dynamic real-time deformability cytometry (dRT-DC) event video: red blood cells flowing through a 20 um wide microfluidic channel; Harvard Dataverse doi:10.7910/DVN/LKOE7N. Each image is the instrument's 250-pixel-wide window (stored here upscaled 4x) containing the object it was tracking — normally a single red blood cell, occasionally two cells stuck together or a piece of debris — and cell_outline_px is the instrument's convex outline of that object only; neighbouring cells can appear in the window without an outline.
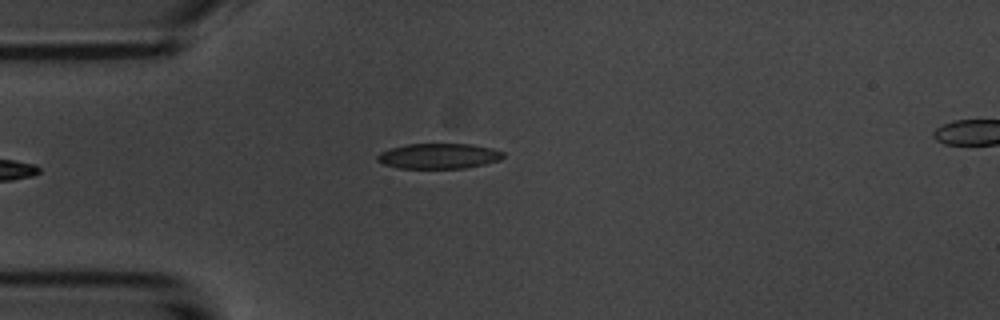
{"species": "common noctule bat (a hibernating species)", "species_latin": "Nyctalus noctula", "temperature_condition": "room temperature", "stored_images_in_passage": 6, "segment_of_instrument_passage": [1, 2], "camera_frame_rate_fps": 3000, "um_per_image_px": 0.085, "animal": {"sex": "male", "body_mass_g": 20.1, "forearm_length_mm": 53.5}, "frame": {"image": 1, "passage_image": 5, "time_ms": 5.333, "image_size_px": [1000, 320], "cell_outline_px": [[504, 156], [500, 160], [484, 164], [464, 168], [400, 168], [384, 164], [376, 160], [376, 156], [380, 152], [392, 148], [408, 144], [472, 144], [492, 148], [504, 152]], "centroid_in_image_um": [37.31, 13.26], "position_along_channel_um": 47.7, "area_um2": 18.5}}